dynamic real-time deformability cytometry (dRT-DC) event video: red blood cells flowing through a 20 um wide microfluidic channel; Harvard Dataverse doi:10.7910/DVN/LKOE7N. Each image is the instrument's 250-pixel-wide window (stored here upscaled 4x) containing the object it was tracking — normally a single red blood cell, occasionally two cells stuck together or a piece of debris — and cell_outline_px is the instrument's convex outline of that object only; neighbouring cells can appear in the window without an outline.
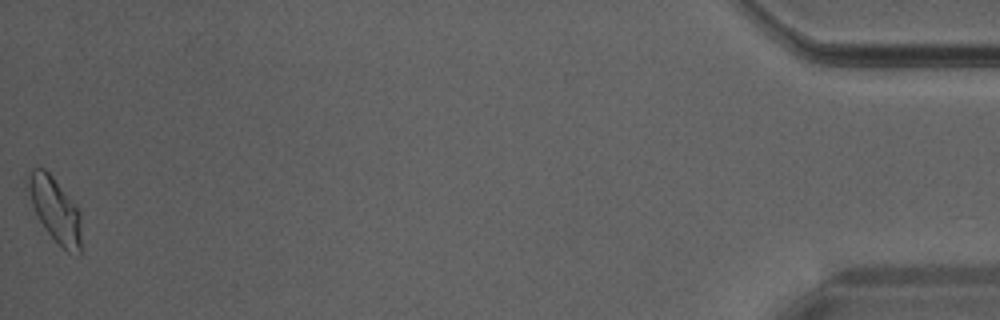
{"species": "Egyptian fruit bat (a non-hibernating species)", "species_latin": "Rousettus aegyptiacus", "temperature_condition": "warm", "stored_images_in_passage": 32, "camera_frame_rate_fps": 3000, "um_per_image_px": 0.085, "animal": {"sex": "male"}, "frame": {"image": 1, "passage_image": 32, "time_ms": 10.333, "image_size_px": [1000, 320], "cell_outline_px": [[80, 252], [68, 252], [48, 232], [40, 220], [32, 204], [28, 188], [28, 176], [32, 168], [44, 168], [52, 176], [76, 204], [80, 212]], "centroid_in_image_um": [4.7, 17.78], "position_along_channel_um": 430.5, "area_um2": 19.36}}